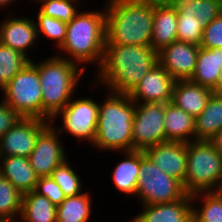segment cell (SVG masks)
Instances as JSON below:
<instances>
[{"instance_id": "25", "label": "cell", "mask_w": 222, "mask_h": 222, "mask_svg": "<svg viewBox=\"0 0 222 222\" xmlns=\"http://www.w3.org/2000/svg\"><path fill=\"white\" fill-rule=\"evenodd\" d=\"M57 206L35 191L22 194L18 222H56Z\"/></svg>"}, {"instance_id": "6", "label": "cell", "mask_w": 222, "mask_h": 222, "mask_svg": "<svg viewBox=\"0 0 222 222\" xmlns=\"http://www.w3.org/2000/svg\"><path fill=\"white\" fill-rule=\"evenodd\" d=\"M222 180V154L210 141L187 143V171L183 184L187 194L216 191Z\"/></svg>"}, {"instance_id": "3", "label": "cell", "mask_w": 222, "mask_h": 222, "mask_svg": "<svg viewBox=\"0 0 222 222\" xmlns=\"http://www.w3.org/2000/svg\"><path fill=\"white\" fill-rule=\"evenodd\" d=\"M106 44L151 46L154 0H106Z\"/></svg>"}, {"instance_id": "5", "label": "cell", "mask_w": 222, "mask_h": 222, "mask_svg": "<svg viewBox=\"0 0 222 222\" xmlns=\"http://www.w3.org/2000/svg\"><path fill=\"white\" fill-rule=\"evenodd\" d=\"M42 88V119L51 121L72 99L85 70L54 54L36 63ZM80 80V81H79Z\"/></svg>"}, {"instance_id": "17", "label": "cell", "mask_w": 222, "mask_h": 222, "mask_svg": "<svg viewBox=\"0 0 222 222\" xmlns=\"http://www.w3.org/2000/svg\"><path fill=\"white\" fill-rule=\"evenodd\" d=\"M143 152L160 170L184 184L187 143L167 141L151 146Z\"/></svg>"}, {"instance_id": "19", "label": "cell", "mask_w": 222, "mask_h": 222, "mask_svg": "<svg viewBox=\"0 0 222 222\" xmlns=\"http://www.w3.org/2000/svg\"><path fill=\"white\" fill-rule=\"evenodd\" d=\"M177 9L166 0H154L152 49L159 52L165 46L178 41Z\"/></svg>"}, {"instance_id": "1", "label": "cell", "mask_w": 222, "mask_h": 222, "mask_svg": "<svg viewBox=\"0 0 222 222\" xmlns=\"http://www.w3.org/2000/svg\"><path fill=\"white\" fill-rule=\"evenodd\" d=\"M157 63L158 52L152 46L105 44L102 64L93 73L90 87L129 94Z\"/></svg>"}, {"instance_id": "14", "label": "cell", "mask_w": 222, "mask_h": 222, "mask_svg": "<svg viewBox=\"0 0 222 222\" xmlns=\"http://www.w3.org/2000/svg\"><path fill=\"white\" fill-rule=\"evenodd\" d=\"M9 13L0 23V43L21 52L31 61L33 57H29L31 56L29 51H32L30 49L35 48L36 42L40 41L36 23L33 17H24V15L18 17Z\"/></svg>"}, {"instance_id": "27", "label": "cell", "mask_w": 222, "mask_h": 222, "mask_svg": "<svg viewBox=\"0 0 222 222\" xmlns=\"http://www.w3.org/2000/svg\"><path fill=\"white\" fill-rule=\"evenodd\" d=\"M91 194L87 191L68 196L57 206L56 222H90Z\"/></svg>"}, {"instance_id": "32", "label": "cell", "mask_w": 222, "mask_h": 222, "mask_svg": "<svg viewBox=\"0 0 222 222\" xmlns=\"http://www.w3.org/2000/svg\"><path fill=\"white\" fill-rule=\"evenodd\" d=\"M71 164L72 163L66 160L56 167L51 174L52 179L59 185L66 197L75 196L84 192L82 191V179Z\"/></svg>"}, {"instance_id": "2", "label": "cell", "mask_w": 222, "mask_h": 222, "mask_svg": "<svg viewBox=\"0 0 222 222\" xmlns=\"http://www.w3.org/2000/svg\"><path fill=\"white\" fill-rule=\"evenodd\" d=\"M103 7L99 11L80 10L67 23L65 41L55 55L78 64L85 71L87 67L83 64H93L97 71L102 64L106 44L105 5Z\"/></svg>"}, {"instance_id": "7", "label": "cell", "mask_w": 222, "mask_h": 222, "mask_svg": "<svg viewBox=\"0 0 222 222\" xmlns=\"http://www.w3.org/2000/svg\"><path fill=\"white\" fill-rule=\"evenodd\" d=\"M187 193L183 184L160 170L140 150V168L136 195L141 205L171 203L182 199Z\"/></svg>"}, {"instance_id": "23", "label": "cell", "mask_w": 222, "mask_h": 222, "mask_svg": "<svg viewBox=\"0 0 222 222\" xmlns=\"http://www.w3.org/2000/svg\"><path fill=\"white\" fill-rule=\"evenodd\" d=\"M122 153L124 159L122 158L112 171L113 186L122 194L135 197L140 168V150L124 151Z\"/></svg>"}, {"instance_id": "10", "label": "cell", "mask_w": 222, "mask_h": 222, "mask_svg": "<svg viewBox=\"0 0 222 222\" xmlns=\"http://www.w3.org/2000/svg\"><path fill=\"white\" fill-rule=\"evenodd\" d=\"M99 115V102L92 97H72L70 102L50 121L55 129L65 136L71 135L78 142H88L92 145L96 134ZM60 120L58 127L55 121ZM55 122V123H54ZM54 123V124H53ZM58 127V128H57Z\"/></svg>"}, {"instance_id": "39", "label": "cell", "mask_w": 222, "mask_h": 222, "mask_svg": "<svg viewBox=\"0 0 222 222\" xmlns=\"http://www.w3.org/2000/svg\"><path fill=\"white\" fill-rule=\"evenodd\" d=\"M14 2H17V0H0V8L3 9L5 7H8L10 4L14 5Z\"/></svg>"}, {"instance_id": "34", "label": "cell", "mask_w": 222, "mask_h": 222, "mask_svg": "<svg viewBox=\"0 0 222 222\" xmlns=\"http://www.w3.org/2000/svg\"><path fill=\"white\" fill-rule=\"evenodd\" d=\"M34 191L48 198L55 206L60 205L66 197L51 176L39 177Z\"/></svg>"}, {"instance_id": "36", "label": "cell", "mask_w": 222, "mask_h": 222, "mask_svg": "<svg viewBox=\"0 0 222 222\" xmlns=\"http://www.w3.org/2000/svg\"><path fill=\"white\" fill-rule=\"evenodd\" d=\"M0 138L12 128L22 116L0 98Z\"/></svg>"}, {"instance_id": "35", "label": "cell", "mask_w": 222, "mask_h": 222, "mask_svg": "<svg viewBox=\"0 0 222 222\" xmlns=\"http://www.w3.org/2000/svg\"><path fill=\"white\" fill-rule=\"evenodd\" d=\"M200 47L215 49L222 48V13L203 30Z\"/></svg>"}, {"instance_id": "8", "label": "cell", "mask_w": 222, "mask_h": 222, "mask_svg": "<svg viewBox=\"0 0 222 222\" xmlns=\"http://www.w3.org/2000/svg\"><path fill=\"white\" fill-rule=\"evenodd\" d=\"M2 100L20 116L42 119L39 72L29 61L1 90Z\"/></svg>"}, {"instance_id": "16", "label": "cell", "mask_w": 222, "mask_h": 222, "mask_svg": "<svg viewBox=\"0 0 222 222\" xmlns=\"http://www.w3.org/2000/svg\"><path fill=\"white\" fill-rule=\"evenodd\" d=\"M175 81L158 62L128 95L135 103L171 102Z\"/></svg>"}, {"instance_id": "37", "label": "cell", "mask_w": 222, "mask_h": 222, "mask_svg": "<svg viewBox=\"0 0 222 222\" xmlns=\"http://www.w3.org/2000/svg\"><path fill=\"white\" fill-rule=\"evenodd\" d=\"M209 141L222 154V129L217 132Z\"/></svg>"}, {"instance_id": "13", "label": "cell", "mask_w": 222, "mask_h": 222, "mask_svg": "<svg viewBox=\"0 0 222 222\" xmlns=\"http://www.w3.org/2000/svg\"><path fill=\"white\" fill-rule=\"evenodd\" d=\"M49 124V121L40 118L22 117L0 138V157L29 158L38 135Z\"/></svg>"}, {"instance_id": "18", "label": "cell", "mask_w": 222, "mask_h": 222, "mask_svg": "<svg viewBox=\"0 0 222 222\" xmlns=\"http://www.w3.org/2000/svg\"><path fill=\"white\" fill-rule=\"evenodd\" d=\"M191 195L171 203L142 205L140 213L130 218L133 222H192Z\"/></svg>"}, {"instance_id": "4", "label": "cell", "mask_w": 222, "mask_h": 222, "mask_svg": "<svg viewBox=\"0 0 222 222\" xmlns=\"http://www.w3.org/2000/svg\"><path fill=\"white\" fill-rule=\"evenodd\" d=\"M99 101V115L94 143L98 151L121 153L133 150V117L135 102L128 94L106 91Z\"/></svg>"}, {"instance_id": "22", "label": "cell", "mask_w": 222, "mask_h": 222, "mask_svg": "<svg viewBox=\"0 0 222 222\" xmlns=\"http://www.w3.org/2000/svg\"><path fill=\"white\" fill-rule=\"evenodd\" d=\"M166 142L189 143L195 140V118L172 102L165 103Z\"/></svg>"}, {"instance_id": "42", "label": "cell", "mask_w": 222, "mask_h": 222, "mask_svg": "<svg viewBox=\"0 0 222 222\" xmlns=\"http://www.w3.org/2000/svg\"><path fill=\"white\" fill-rule=\"evenodd\" d=\"M0 222H12V221L0 220Z\"/></svg>"}, {"instance_id": "20", "label": "cell", "mask_w": 222, "mask_h": 222, "mask_svg": "<svg viewBox=\"0 0 222 222\" xmlns=\"http://www.w3.org/2000/svg\"><path fill=\"white\" fill-rule=\"evenodd\" d=\"M213 91L190 80H176L172 103L196 118L202 113Z\"/></svg>"}, {"instance_id": "11", "label": "cell", "mask_w": 222, "mask_h": 222, "mask_svg": "<svg viewBox=\"0 0 222 222\" xmlns=\"http://www.w3.org/2000/svg\"><path fill=\"white\" fill-rule=\"evenodd\" d=\"M165 103H135L132 137L133 150H141L166 142L164 130Z\"/></svg>"}, {"instance_id": "21", "label": "cell", "mask_w": 222, "mask_h": 222, "mask_svg": "<svg viewBox=\"0 0 222 222\" xmlns=\"http://www.w3.org/2000/svg\"><path fill=\"white\" fill-rule=\"evenodd\" d=\"M0 173L22 194L34 191L39 178L29 158L20 156L0 157Z\"/></svg>"}, {"instance_id": "12", "label": "cell", "mask_w": 222, "mask_h": 222, "mask_svg": "<svg viewBox=\"0 0 222 222\" xmlns=\"http://www.w3.org/2000/svg\"><path fill=\"white\" fill-rule=\"evenodd\" d=\"M60 133L50 123L37 137L29 161L38 177L51 176L52 171L67 160Z\"/></svg>"}, {"instance_id": "15", "label": "cell", "mask_w": 222, "mask_h": 222, "mask_svg": "<svg viewBox=\"0 0 222 222\" xmlns=\"http://www.w3.org/2000/svg\"><path fill=\"white\" fill-rule=\"evenodd\" d=\"M199 45L175 41L158 52V62L175 80H190L197 63Z\"/></svg>"}, {"instance_id": "9", "label": "cell", "mask_w": 222, "mask_h": 222, "mask_svg": "<svg viewBox=\"0 0 222 222\" xmlns=\"http://www.w3.org/2000/svg\"><path fill=\"white\" fill-rule=\"evenodd\" d=\"M177 9L178 41L199 45L203 30L222 13L221 0H166Z\"/></svg>"}, {"instance_id": "28", "label": "cell", "mask_w": 222, "mask_h": 222, "mask_svg": "<svg viewBox=\"0 0 222 222\" xmlns=\"http://www.w3.org/2000/svg\"><path fill=\"white\" fill-rule=\"evenodd\" d=\"M192 222H222V195L217 191L198 192L191 195ZM198 201V202H196Z\"/></svg>"}, {"instance_id": "29", "label": "cell", "mask_w": 222, "mask_h": 222, "mask_svg": "<svg viewBox=\"0 0 222 222\" xmlns=\"http://www.w3.org/2000/svg\"><path fill=\"white\" fill-rule=\"evenodd\" d=\"M22 193L0 173V220L18 222Z\"/></svg>"}, {"instance_id": "38", "label": "cell", "mask_w": 222, "mask_h": 222, "mask_svg": "<svg viewBox=\"0 0 222 222\" xmlns=\"http://www.w3.org/2000/svg\"><path fill=\"white\" fill-rule=\"evenodd\" d=\"M214 94L222 95V68L217 78L215 87L212 89Z\"/></svg>"}, {"instance_id": "24", "label": "cell", "mask_w": 222, "mask_h": 222, "mask_svg": "<svg viewBox=\"0 0 222 222\" xmlns=\"http://www.w3.org/2000/svg\"><path fill=\"white\" fill-rule=\"evenodd\" d=\"M222 68V48L199 47L197 63L191 82L213 89Z\"/></svg>"}, {"instance_id": "26", "label": "cell", "mask_w": 222, "mask_h": 222, "mask_svg": "<svg viewBox=\"0 0 222 222\" xmlns=\"http://www.w3.org/2000/svg\"><path fill=\"white\" fill-rule=\"evenodd\" d=\"M222 129V95L212 94L202 113L195 118V140L209 141Z\"/></svg>"}, {"instance_id": "30", "label": "cell", "mask_w": 222, "mask_h": 222, "mask_svg": "<svg viewBox=\"0 0 222 222\" xmlns=\"http://www.w3.org/2000/svg\"><path fill=\"white\" fill-rule=\"evenodd\" d=\"M29 61L21 52L0 43V91Z\"/></svg>"}, {"instance_id": "33", "label": "cell", "mask_w": 222, "mask_h": 222, "mask_svg": "<svg viewBox=\"0 0 222 222\" xmlns=\"http://www.w3.org/2000/svg\"><path fill=\"white\" fill-rule=\"evenodd\" d=\"M81 0H40L39 11L55 19H59L64 23H69L79 12V4ZM78 4V6H77Z\"/></svg>"}, {"instance_id": "31", "label": "cell", "mask_w": 222, "mask_h": 222, "mask_svg": "<svg viewBox=\"0 0 222 222\" xmlns=\"http://www.w3.org/2000/svg\"><path fill=\"white\" fill-rule=\"evenodd\" d=\"M34 19L37 26V34L40 38L52 40L54 47L58 50L65 41L67 23L62 22L59 19L52 18L42 14L39 10Z\"/></svg>"}, {"instance_id": "40", "label": "cell", "mask_w": 222, "mask_h": 222, "mask_svg": "<svg viewBox=\"0 0 222 222\" xmlns=\"http://www.w3.org/2000/svg\"><path fill=\"white\" fill-rule=\"evenodd\" d=\"M220 195H222V180H221V183L218 187V189L216 190Z\"/></svg>"}, {"instance_id": "41", "label": "cell", "mask_w": 222, "mask_h": 222, "mask_svg": "<svg viewBox=\"0 0 222 222\" xmlns=\"http://www.w3.org/2000/svg\"><path fill=\"white\" fill-rule=\"evenodd\" d=\"M36 1V2H35ZM38 1H40V0H31L30 2H35V3H37Z\"/></svg>"}]
</instances>
